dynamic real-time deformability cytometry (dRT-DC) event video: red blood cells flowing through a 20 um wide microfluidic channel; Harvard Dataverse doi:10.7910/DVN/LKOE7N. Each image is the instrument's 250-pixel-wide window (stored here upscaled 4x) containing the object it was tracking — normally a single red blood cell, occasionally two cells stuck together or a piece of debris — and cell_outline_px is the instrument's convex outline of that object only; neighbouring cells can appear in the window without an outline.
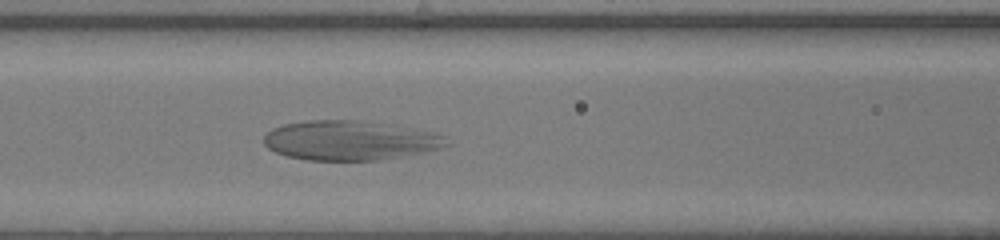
{"species": "human", "species_latin": "Homo sapiens", "temperature_condition": "warm", "stored_images_in_passage": 45, "camera_frame_rate_fps": 3000, "um_per_image_px": 0.085, "donor": {"sex": "female"}, "frame": {"image": 1, "passage_image": 17, "time_ms": 5.333, "image_size_px": [1000, 240], "cell_outline_px": [[448, 144], [436, 148], [420, 152], [380, 160], [308, 160], [288, 156], [276, 152], [268, 148], [264, 144], [264, 136], [272, 128], [284, 124], [304, 120], [360, 120], [428, 132], [444, 136]], "centroid_in_image_um": [29.62, 11.93], "position_along_channel_um": 137.0, "area_um2": 41.21}}
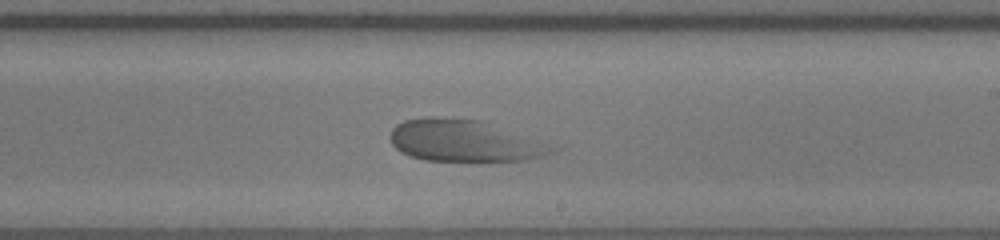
{"frame": {"image": 2, "passage_image": 25, "time_ms": 8.0, "image_size_px": [1000, 240], "cell_outline_px": [[560, 148], [552, 152], [540, 156], [524, 160], [424, 160], [400, 152], [392, 144], [392, 128], [396, 124], [404, 120], [424, 116], [440, 116], [484, 120]], "centroid_in_image_um": [39.44, 11.93], "position_along_channel_um": 249.6, "area_um2": 39.25}}
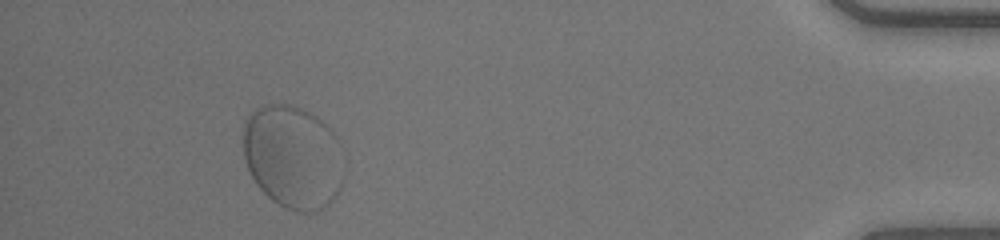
{"frame": {"image": 3, "passage_image": 41, "time_ms": 13.333, "image_size_px": [1000, 240], "cell_outline_px": [[344, 180], [340, 188], [332, 200], [328, 204], [316, 212], [296, 212], [284, 208], [272, 200], [256, 184], [248, 168], [244, 156], [244, 120], [256, 108], [268, 104], [292, 104], [312, 112], [328, 124], [340, 140], [344, 176]], "centroid_in_image_um": [24.93, 13.32], "position_along_channel_um": 410.3, "area_um2": 61.61}}